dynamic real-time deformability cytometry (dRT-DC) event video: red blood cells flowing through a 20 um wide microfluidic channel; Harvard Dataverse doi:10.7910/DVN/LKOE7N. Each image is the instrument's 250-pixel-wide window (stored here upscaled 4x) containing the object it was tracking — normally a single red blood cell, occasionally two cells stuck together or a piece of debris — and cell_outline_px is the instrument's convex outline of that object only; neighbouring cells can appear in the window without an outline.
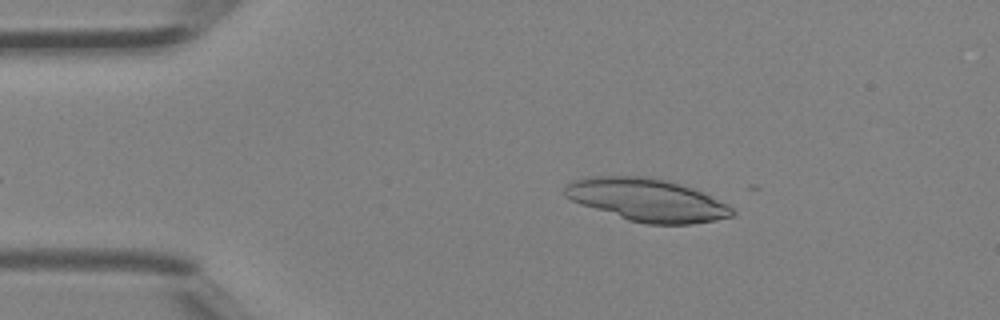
{"species": "Egyptian fruit bat (a non-hibernating species)", "species_latin": "Rousettus aegyptiacus", "temperature_condition": "room temperature", "stored_images_in_passage": 7, "camera_frame_rate_fps": 3000, "um_per_image_px": 0.085, "animal": {"sex": "female"}, "frame": {"image": 1, "passage_image": 1, "time_ms": 0.0, "image_size_px": [1000, 320], "cell_outline_px": [[736, 212], [732, 216], [716, 220], [692, 224], [648, 224], [628, 220], [580, 204], [564, 196], [564, 188], [568, 184], [576, 180], [588, 176], [644, 176], [668, 180], [692, 188], [712, 196], [728, 204]], "centroid_in_image_um": [55.02, 16.99], "position_along_channel_um": 30.0, "area_um2": 41.62}}